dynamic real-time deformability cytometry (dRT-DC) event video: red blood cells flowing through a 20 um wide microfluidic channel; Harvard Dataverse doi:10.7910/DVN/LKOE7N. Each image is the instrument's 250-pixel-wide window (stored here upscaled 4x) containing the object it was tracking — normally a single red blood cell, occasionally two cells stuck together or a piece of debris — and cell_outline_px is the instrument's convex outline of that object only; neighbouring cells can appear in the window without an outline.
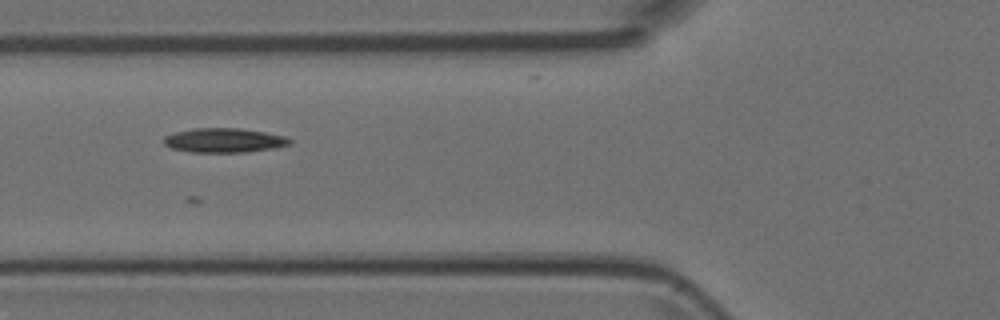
{"species": "Egyptian fruit bat (a non-hibernating species)", "species_latin": "Rousettus aegyptiacus", "temperature_condition": "room temperature", "stored_images_in_passage": 5, "camera_frame_rate_fps": 3000, "um_per_image_px": 0.085, "animal": {"sex": "female"}, "frame": {"image": 1, "passage_image": 2, "time_ms": 0.333, "image_size_px": [1000, 320], "cell_outline_px": [[292, 140], [288, 144], [276, 148], [244, 152], [188, 152], [172, 148], [164, 144], [164, 136], [176, 132], [192, 128], [240, 128], [264, 132], [284, 136]], "centroid_in_image_um": [19.02, 11.93], "position_along_channel_um": 106.8, "area_um2": 17.8}}
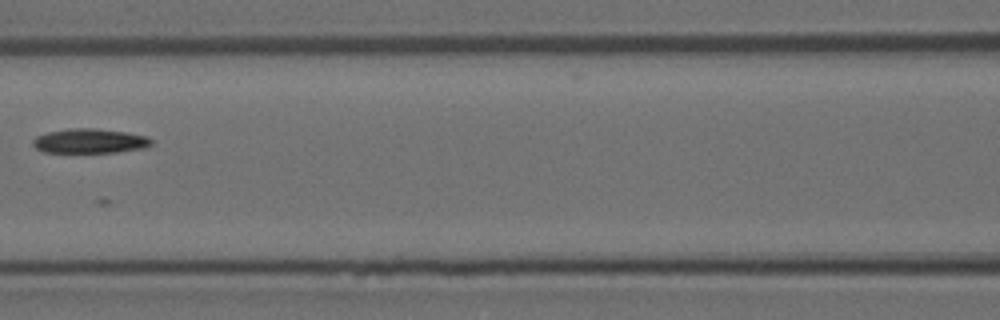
{"frame": {"image": 2, "passage_image": 3, "time_ms": 0.667, "image_size_px": [1000, 320], "cell_outline_px": [[152, 144], [144, 148], [116, 152], [44, 152], [36, 148], [32, 144], [32, 140], [36, 136], [48, 132], [68, 128], [96, 128], [124, 132], [148, 136], [152, 140]], "centroid_in_image_um": [7.62, 11.98], "position_along_channel_um": 159.0, "area_um2": 16.94}}
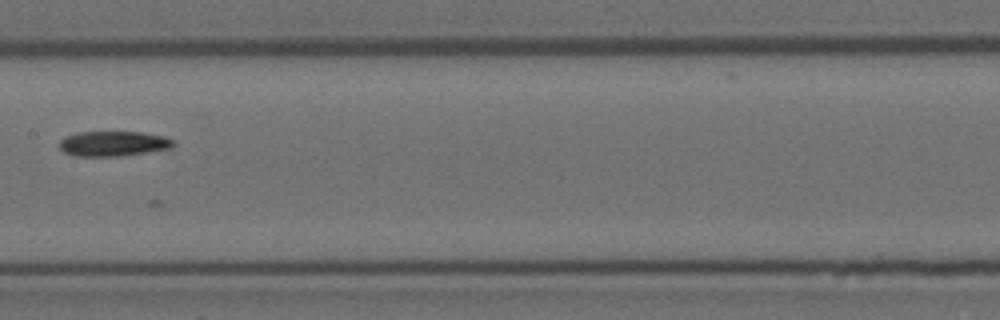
{"frame": {"image": 3, "passage_image": 4, "time_ms": 1.0, "image_size_px": [1000, 320], "cell_outline_px": [[176, 144], [172, 148], [148, 152], [120, 156], [76, 156], [64, 152], [60, 148], [60, 140], [64, 136], [80, 132], [140, 132], [164, 136], [176, 140]], "centroid_in_image_um": [9.67, 12.21], "position_along_channel_um": 197.7, "area_um2": 16.76}}